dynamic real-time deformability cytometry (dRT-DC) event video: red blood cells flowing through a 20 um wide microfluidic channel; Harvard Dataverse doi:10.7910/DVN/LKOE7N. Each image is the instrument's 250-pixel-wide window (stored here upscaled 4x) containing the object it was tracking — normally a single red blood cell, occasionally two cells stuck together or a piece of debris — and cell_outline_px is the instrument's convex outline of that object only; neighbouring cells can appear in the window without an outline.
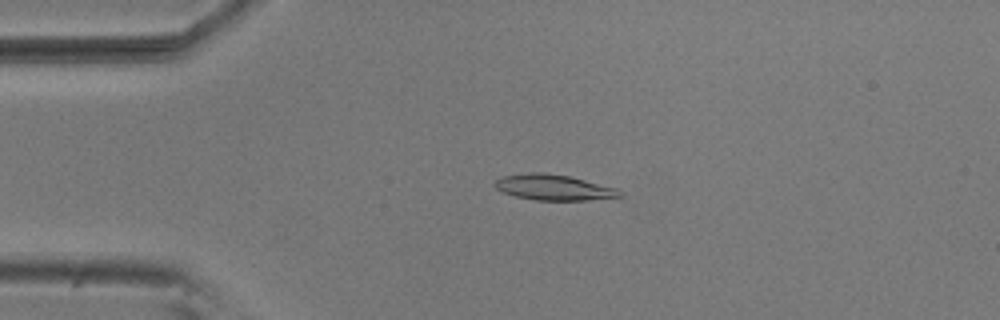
{"species": "common noctule bat (a hibernating species)", "species_latin": "Nyctalus noctula", "temperature_condition": "room temperature", "stored_images_in_passage": 51, "camera_frame_rate_fps": 3000, "um_per_image_px": 0.085, "animal": {"sex": "male", "body_mass_g": 20.5, "forearm_length_mm": 52.5}, "frame": {"image": 1, "passage_image": 9, "time_ms": 2.667, "image_size_px": [1000, 320], "cell_outline_px": [[624, 196], [588, 200], [536, 200], [516, 196], [504, 192], [496, 188], [492, 184], [500, 176], [528, 172], [544, 172], [568, 176], [616, 188]], "centroid_in_image_um": [47.01, 15.92], "position_along_channel_um": 38.0, "area_um2": 18.55}}
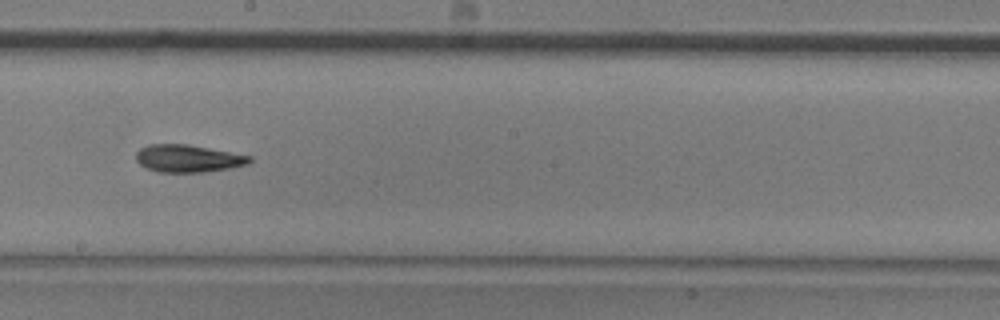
{"frame": {"image": 2, "passage_image": 27, "time_ms": 8.667, "image_size_px": [1000, 320], "cell_outline_px": [[252, 160], [248, 164], [232, 168], [204, 172], [156, 172], [144, 168], [136, 160], [136, 152], [140, 148], [148, 144], [188, 144], [252, 156]], "centroid_in_image_um": [15.97, 13.47], "position_along_channel_um": 232.2, "area_um2": 18.38}}
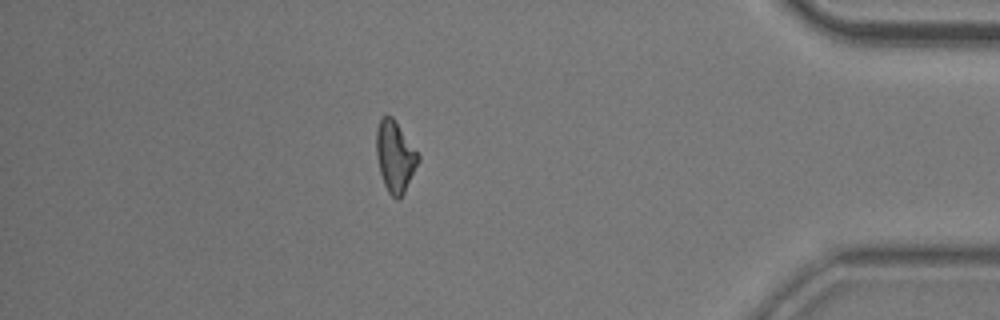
{"frame": {"image": 3, "passage_image": 44, "time_ms": 14.333, "image_size_px": [1000, 320], "cell_outline_px": [[420, 160], [404, 192], [396, 200], [388, 192], [384, 184], [380, 172], [376, 156], [376, 132], [380, 120], [384, 116], [392, 116], [420, 156]], "centroid_in_image_um": [33.57, 13.31], "position_along_channel_um": 401.6, "area_um2": 17.05}, "authors_computed_cell_mechanics": {"area_um2": 17.918, "velocity_mm_per_s": 3.7097, "shape_relaxation_time_tau1_ms": 4.1544, "shape_relaxation_time_tau2_ms": 5.9122, "deformation_change_tau1": 0.1566, "deformation_change_tau2": 0.1575}}